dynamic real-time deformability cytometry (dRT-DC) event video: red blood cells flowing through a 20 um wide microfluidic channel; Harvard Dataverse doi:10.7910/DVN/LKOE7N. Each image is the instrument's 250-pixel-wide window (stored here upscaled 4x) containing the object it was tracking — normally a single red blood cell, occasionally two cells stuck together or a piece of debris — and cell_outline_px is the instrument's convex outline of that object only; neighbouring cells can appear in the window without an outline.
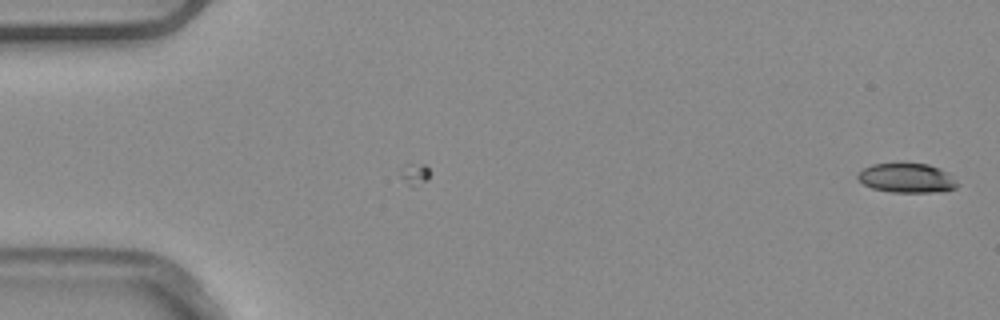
{"species": "common noctule bat (a hibernating species)", "species_latin": "Nyctalus noctula", "temperature_condition": "warm", "stored_images_in_passage": 2, "camera_frame_rate_fps": 3000, "um_per_image_px": 0.085, "animal": {"sex": "male", "body_mass_g": 20.4}, "frame": {"image": 1, "passage_image": 2, "time_ms": 0.333, "image_size_px": [1000, 320], "cell_outline_px": [[960, 184], [956, 188], [944, 192], [892, 192], [872, 188], [864, 184], [856, 176], [864, 168], [872, 164], [928, 164], [940, 168], [948, 172]], "centroid_in_image_um": [77.14, 15.14], "position_along_channel_um": 7.9, "area_um2": 17.05}}